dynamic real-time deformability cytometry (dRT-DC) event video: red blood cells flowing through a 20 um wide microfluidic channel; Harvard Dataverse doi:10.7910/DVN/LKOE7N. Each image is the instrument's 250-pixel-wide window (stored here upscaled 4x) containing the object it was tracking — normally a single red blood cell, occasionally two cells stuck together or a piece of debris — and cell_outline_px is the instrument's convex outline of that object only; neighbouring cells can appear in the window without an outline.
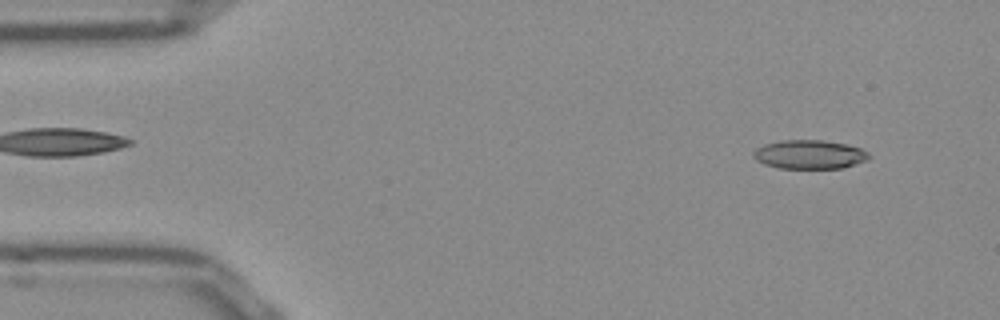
{"species": "Egyptian fruit bat (a non-hibernating species)", "species_latin": "Rousettus aegyptiacus", "temperature_condition": "room temperature", "stored_images_in_passage": 49, "camera_frame_rate_fps": 3000, "um_per_image_px": 0.085, "frame": {"image": 1, "passage_image": 2, "time_ms": 0.333, "image_size_px": [1000, 320], "cell_outline_px": [[872, 156], [868, 160], [840, 168], [780, 168], [764, 164], [756, 160], [752, 156], [752, 152], [756, 148], [764, 144], [780, 140], [820, 140], [844, 144], [860, 148], [868, 152]], "centroid_in_image_um": [68.78, 13.13], "position_along_channel_um": 16.2, "area_um2": 19.42}}
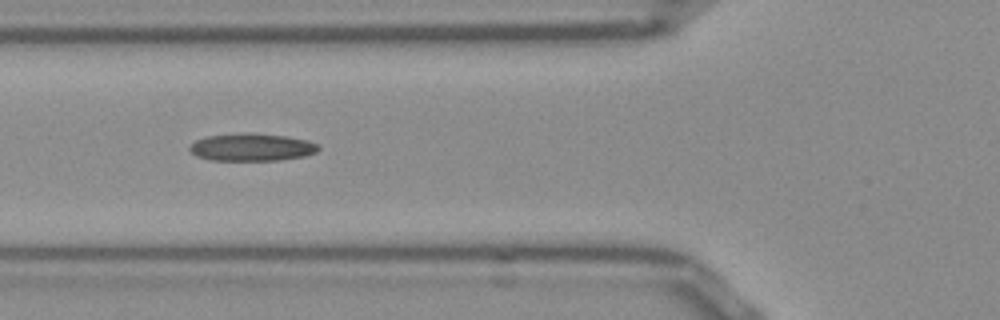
{"frame": {"image": 2, "passage_image": 16, "time_ms": 5.0, "image_size_px": [1000, 320], "cell_outline_px": [[320, 148], [316, 152], [304, 156], [280, 160], [212, 160], [196, 156], [188, 148], [196, 140], [208, 136], [288, 136], [308, 140], [316, 144]], "centroid_in_image_um": [21.43, 12.57], "position_along_channel_um": 104.4, "area_um2": 19.48}}
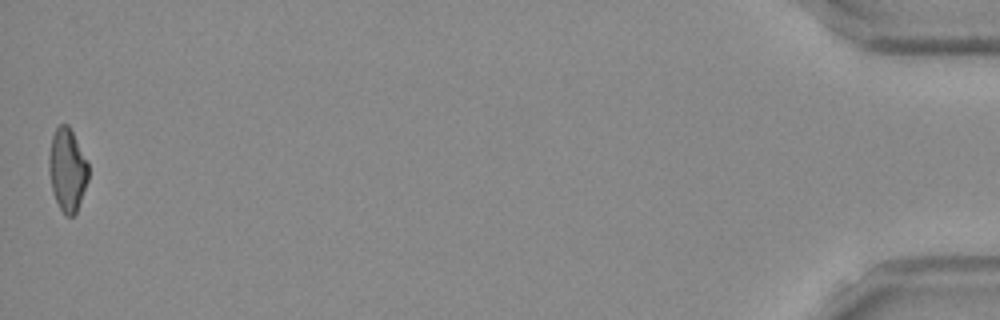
{"frame": {"image": 3, "passage_image": 49, "time_ms": 16.0, "image_size_px": [1000, 320], "cell_outline_px": [[88, 180], [76, 212], [72, 216], [64, 216], [52, 192], [48, 172], [48, 156], [52, 136], [56, 128], [60, 124], [68, 124], [88, 160]], "centroid_in_image_um": [5.71, 14.42], "position_along_channel_um": 429.5, "area_um2": 19.25}, "authors_computed_cell_mechanics": {"area_um2": 19.5942, "velocity_mm_per_s": 3.8722, "shape_relaxation_time_tau1_ms": null, "shape_relaxation_time_tau2_ms": 2.0178, "deformation_change_tau1": null, "deformation_change_tau2": 0.1045}}